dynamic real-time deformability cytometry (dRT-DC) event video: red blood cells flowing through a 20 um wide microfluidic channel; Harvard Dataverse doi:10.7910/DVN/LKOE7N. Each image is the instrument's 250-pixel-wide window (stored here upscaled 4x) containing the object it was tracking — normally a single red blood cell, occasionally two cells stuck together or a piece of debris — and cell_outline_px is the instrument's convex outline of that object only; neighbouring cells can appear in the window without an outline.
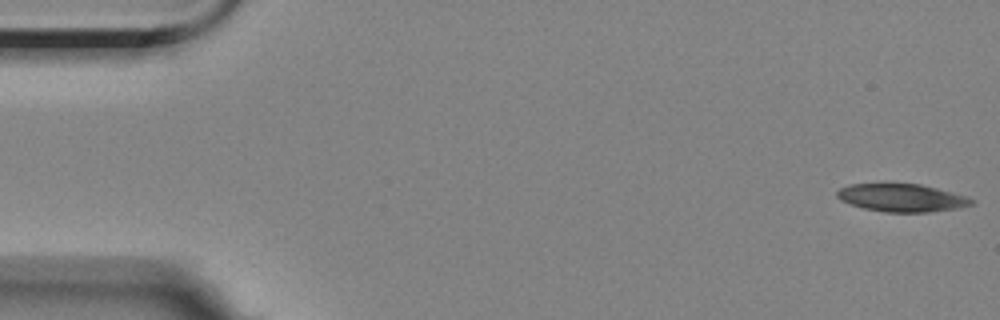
{"species": "Egyptian fruit bat (a non-hibernating species)", "species_latin": "Rousettus aegyptiacus", "temperature_condition": "room temperature", "stored_images_in_passage": 54, "camera_frame_rate_fps": 3000, "um_per_image_px": 0.085, "animal": {"sex": "female"}, "frame": {"image": 1, "passage_image": 1, "time_ms": 0.0, "image_size_px": [1000, 320], "cell_outline_px": [[976, 200], [972, 204], [956, 208], [928, 212], [884, 212], [864, 208], [840, 200], [836, 196], [836, 192], [840, 188], [852, 184], [920, 184], [936, 188], [964, 196]], "centroid_in_image_um": [76.62, 16.81], "position_along_channel_um": 8.4, "area_um2": 21.44}}
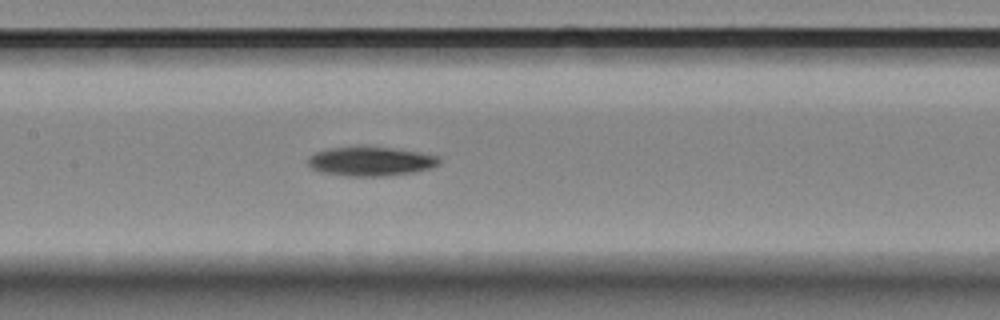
{"frame": {"image": 2, "passage_image": 26, "time_ms": 8.333, "image_size_px": [1000, 320], "cell_outline_px": [[440, 164], [432, 168], [416, 172], [384, 176], [348, 176], [320, 172], [312, 168], [308, 164], [308, 156], [316, 152], [328, 148], [396, 148], [440, 156]], "centroid_in_image_um": [31.55, 13.73], "position_along_channel_um": 175.9, "area_um2": 22.14}}
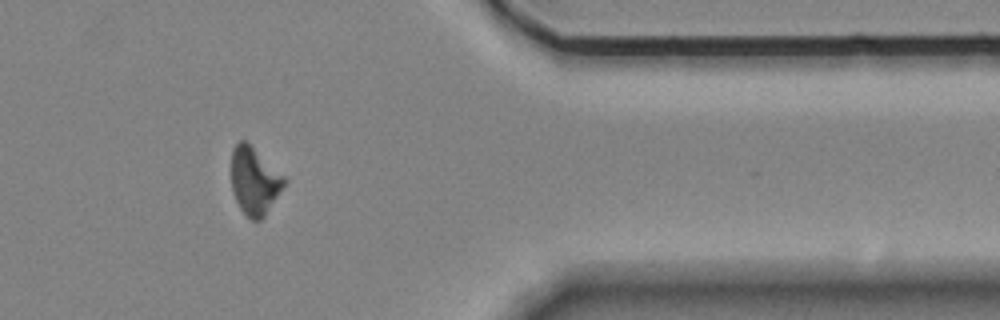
{"frame": {"image": 3, "passage_image": 46, "time_ms": 15.0, "image_size_px": [1000, 320], "cell_outline_px": [[288, 180], [264, 216], [260, 220], [252, 220], [240, 208], [232, 192], [232, 148], [240, 140], [244, 140], [284, 176]], "centroid_in_image_um": [21.62, 15.39], "position_along_channel_um": 389.8, "area_um2": 20.29}}